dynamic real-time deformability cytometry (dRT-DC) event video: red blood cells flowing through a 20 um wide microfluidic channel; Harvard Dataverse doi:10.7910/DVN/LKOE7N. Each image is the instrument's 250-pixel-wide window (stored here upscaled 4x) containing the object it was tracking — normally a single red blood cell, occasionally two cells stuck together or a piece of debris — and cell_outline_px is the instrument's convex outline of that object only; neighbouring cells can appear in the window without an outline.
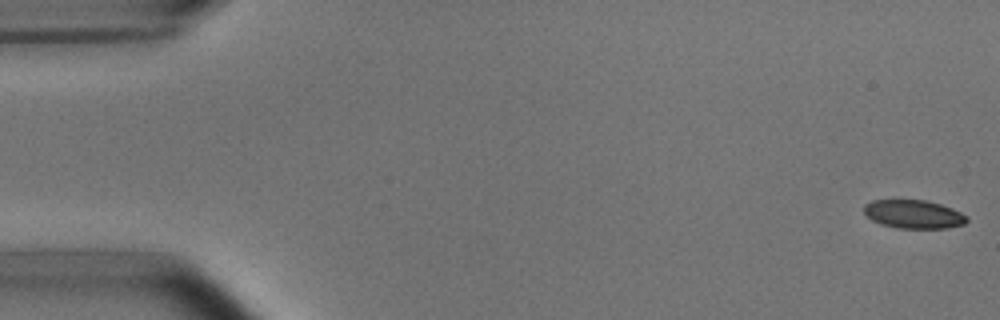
{"species": "common noctule bat (a hibernating species)", "species_latin": "Nyctalus noctula", "temperature_condition": "room temperature", "stored_images_in_passage": 53, "camera_frame_rate_fps": 3000, "um_per_image_px": 0.085, "animal": {"sex": "male", "body_mass_g": 15.6}, "frame": {"image": 1, "passage_image": 1, "time_ms": 0.0, "image_size_px": [1000, 320], "cell_outline_px": [[968, 220], [964, 224], [944, 228], [896, 228], [880, 224], [872, 220], [864, 212], [864, 204], [872, 200], [924, 200], [940, 204], [952, 208], [968, 216]], "centroid_in_image_um": [77.65, 18.21], "position_along_channel_um": 7.4, "area_um2": 17.05}}
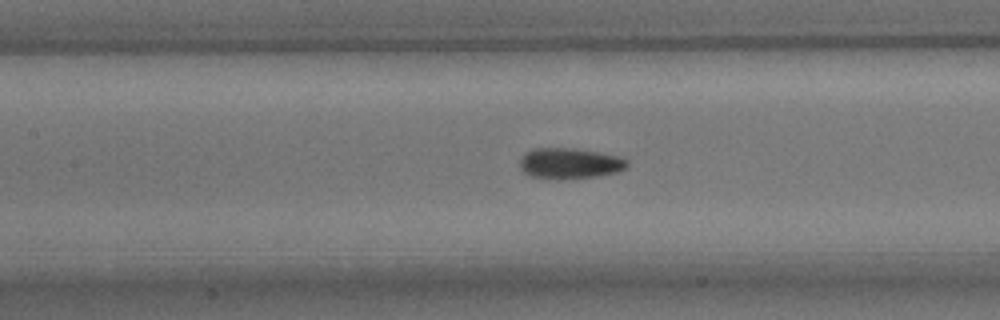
{"frame": {"image": 2, "passage_image": 24, "time_ms": 7.667, "image_size_px": [1000, 320], "cell_outline_px": [[628, 168], [616, 172], [596, 176], [564, 180], [556, 180], [528, 176], [520, 168], [520, 156], [524, 152], [536, 148], [572, 148], [600, 152], [620, 156], [628, 160]], "centroid_in_image_um": [48.41, 13.89], "position_along_channel_um": 159.0, "area_um2": 19.71}}
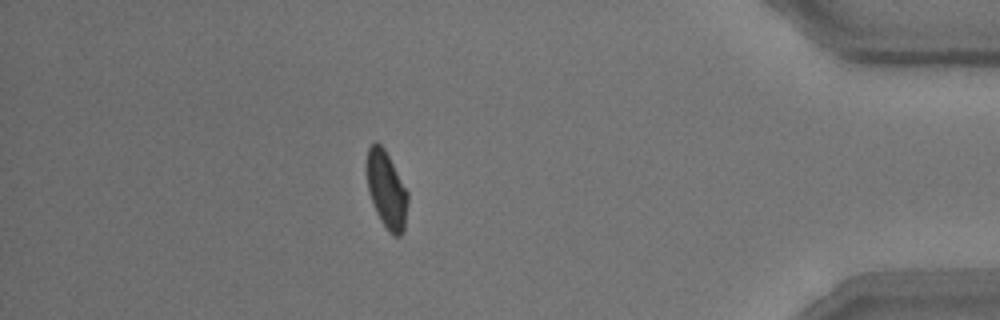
{"frame": {"image": 3, "passage_image": 47, "time_ms": 15.333, "image_size_px": [1000, 320], "cell_outline_px": [[408, 204], [404, 232], [400, 236], [392, 236], [380, 220], [376, 212], [368, 192], [368, 148], [376, 140], [384, 148], [408, 192]], "centroid_in_image_um": [32.88, 16.19], "position_along_channel_um": 402.3, "area_um2": 18.26}, "authors_computed_cell_mechanics": {"area_um2": 18.8428, "velocity_mm_per_s": 3.747, "shape_relaxation_time_tau1_ms": 3.6842, "shape_relaxation_time_tau2_ms": 1.723, "deformation_change_tau1": 0.1046, "deformation_change_tau2": 0.0574}}